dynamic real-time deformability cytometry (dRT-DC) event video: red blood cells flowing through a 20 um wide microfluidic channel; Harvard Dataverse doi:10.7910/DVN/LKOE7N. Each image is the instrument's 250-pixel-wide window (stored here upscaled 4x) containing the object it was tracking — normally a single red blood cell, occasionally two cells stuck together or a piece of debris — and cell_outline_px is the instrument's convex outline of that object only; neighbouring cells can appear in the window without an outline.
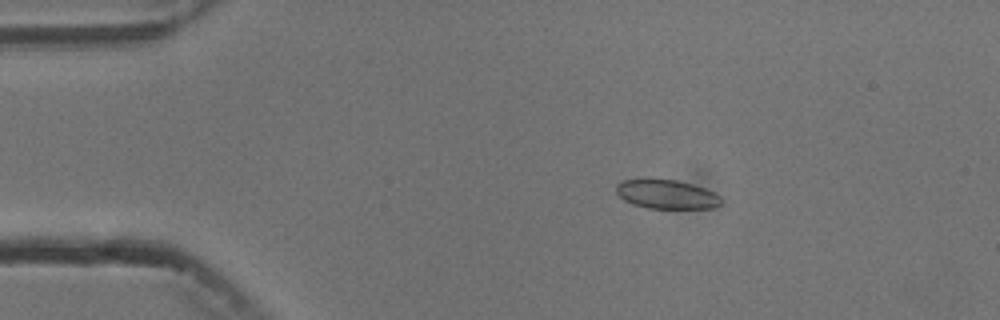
{"species": "common noctule bat (a hibernating species)", "species_latin": "Nyctalus noctula", "temperature_condition": "cold", "stored_images_in_passage": 8, "camera_frame_rate_fps": 3000, "um_per_image_px": 0.085, "animal": {"sex": "male", "body_mass_g": 13.3}, "frame": {"image": 1, "passage_image": 3, "time_ms": 2.333, "image_size_px": [1000, 320], "cell_outline_px": [[724, 200], [716, 208], [648, 208], [632, 204], [624, 200], [616, 192], [616, 184], [624, 180], [640, 176], [648, 176], [676, 180], [692, 184], [704, 188], [720, 196]], "centroid_in_image_um": [56.61, 16.47], "position_along_channel_um": 28.4, "area_um2": 18.44}}
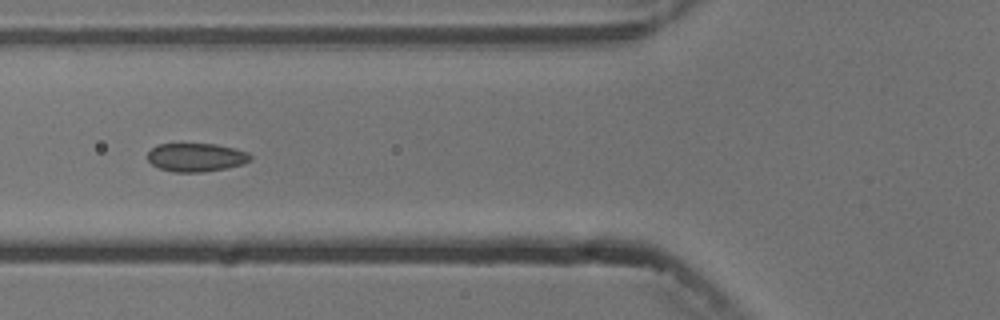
{"frame": {"image": 2, "passage_image": 6, "time_ms": 6.0, "image_size_px": [1000, 320], "cell_outline_px": [[252, 160], [244, 164], [204, 172], [172, 172], [160, 168], [152, 164], [148, 160], [148, 152], [156, 144], [216, 144], [236, 148], [248, 152], [252, 156]], "centroid_in_image_um": [16.7, 13.37], "position_along_channel_um": 109.1, "area_um2": 17.17}}
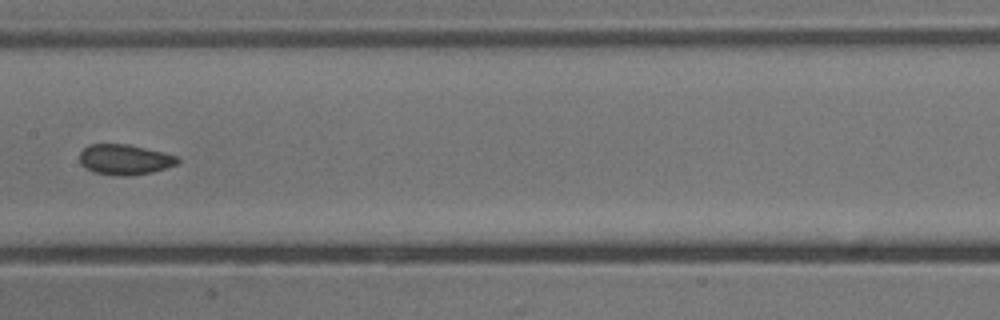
{"frame": {"image": 3, "passage_image": 8, "time_ms": 8.333, "image_size_px": [1000, 320], "cell_outline_px": [[180, 160], [176, 164], [152, 172], [124, 176], [120, 176], [92, 172], [84, 168], [80, 164], [80, 152], [88, 144], [128, 144], [164, 152], [180, 156]], "centroid_in_image_um": [10.59, 13.55], "position_along_channel_um": 196.8, "area_um2": 17.46}}